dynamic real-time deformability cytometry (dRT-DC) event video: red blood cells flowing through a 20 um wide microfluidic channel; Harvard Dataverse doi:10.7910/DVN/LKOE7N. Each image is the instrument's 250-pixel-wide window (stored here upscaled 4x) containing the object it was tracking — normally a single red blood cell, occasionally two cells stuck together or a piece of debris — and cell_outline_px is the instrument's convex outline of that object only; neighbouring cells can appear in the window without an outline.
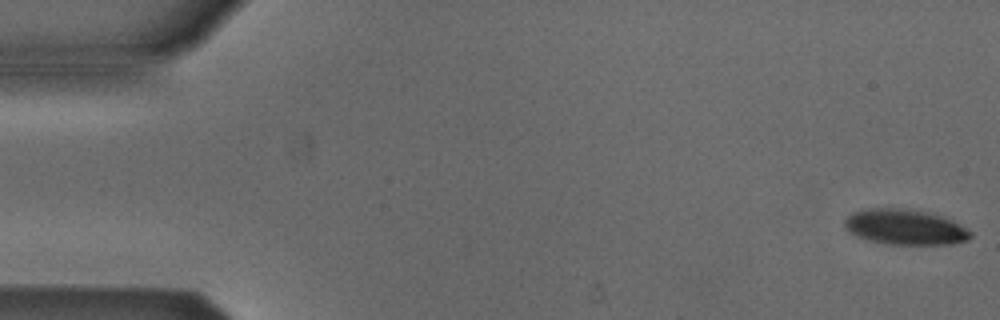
{"species": "Egyptian fruit bat (a non-hibernating species)", "species_latin": "Rousettus aegyptiacus", "temperature_condition": "cold", "stored_images_in_passage": 6, "camera_frame_rate_fps": 3000, "um_per_image_px": 0.085, "animal": {"sex": "male"}, "frame": {"image": 1, "passage_image": 1, "time_ms": 0.0, "image_size_px": [1000, 320], "cell_outline_px": [[972, 236], [968, 240], [952, 244], [888, 244], [868, 240], [856, 236], [844, 224], [844, 220], [852, 212], [872, 208], [892, 208], [924, 212], [940, 216], [952, 220], [972, 232]], "centroid_in_image_um": [76.94, 19.31], "position_along_channel_um": 8.1, "area_um2": 25.49}}